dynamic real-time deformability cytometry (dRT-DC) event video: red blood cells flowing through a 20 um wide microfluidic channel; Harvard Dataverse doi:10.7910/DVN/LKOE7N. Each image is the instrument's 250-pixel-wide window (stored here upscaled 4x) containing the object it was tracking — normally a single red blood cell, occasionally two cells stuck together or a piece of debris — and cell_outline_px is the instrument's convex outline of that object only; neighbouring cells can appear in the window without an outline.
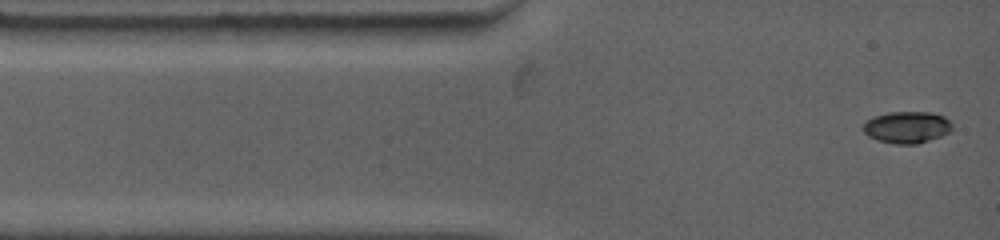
{"species": "common noctule bat (a hibernating species)", "species_latin": "Nyctalus noctula", "temperature_condition": "warm", "stored_images_in_passage": 13, "camera_frame_rate_fps": 4500, "um_per_image_px": 0.085, "animal": {"sex": "female", "body_mass_g": 19.0, "forearm_length_mm": 53.3}, "frame": {"image": 1, "passage_image": 1, "time_ms": 0.0, "image_size_px": [1000, 240], "cell_outline_px": [[952, 128], [948, 132], [940, 136], [916, 144], [896, 144], [880, 140], [868, 136], [864, 132], [864, 124], [872, 116], [888, 112], [932, 112], [944, 116], [952, 124]], "centroid_in_image_um": [77.09, 10.8], "position_along_channel_um": 7.9, "area_um2": 16.3}}
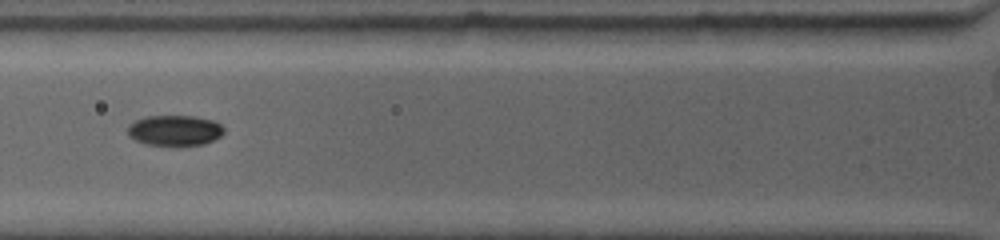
{"frame": {"image": 2, "passage_image": 6, "time_ms": 3.778, "image_size_px": [1000, 240], "cell_outline_px": [[224, 132], [220, 136], [204, 144], [148, 144], [136, 140], [128, 136], [128, 124], [136, 120], [148, 116], [196, 116], [216, 120], [224, 128]], "centroid_in_image_um": [14.87, 11.05], "position_along_channel_um": 110.9, "area_um2": 16.88}}
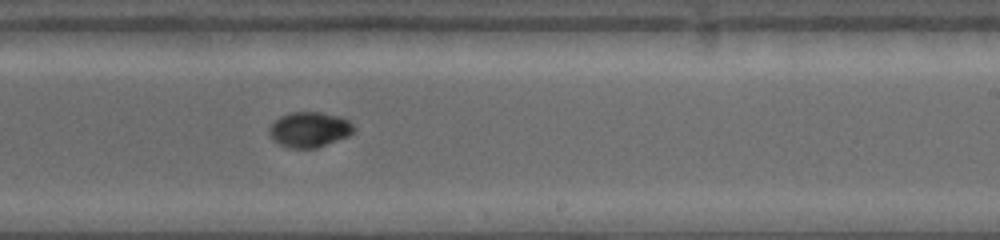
{"frame": {"image": 3, "passage_image": 13, "time_ms": 7.778, "image_size_px": [1000, 240], "cell_outline_px": [[356, 128], [348, 136], [316, 148], [288, 148], [272, 140], [268, 132], [268, 128], [280, 116], [288, 112], [320, 112], [340, 116], [348, 120]], "centroid_in_image_um": [26.28, 11.01], "position_along_channel_um": 262.7, "area_um2": 17.46}}